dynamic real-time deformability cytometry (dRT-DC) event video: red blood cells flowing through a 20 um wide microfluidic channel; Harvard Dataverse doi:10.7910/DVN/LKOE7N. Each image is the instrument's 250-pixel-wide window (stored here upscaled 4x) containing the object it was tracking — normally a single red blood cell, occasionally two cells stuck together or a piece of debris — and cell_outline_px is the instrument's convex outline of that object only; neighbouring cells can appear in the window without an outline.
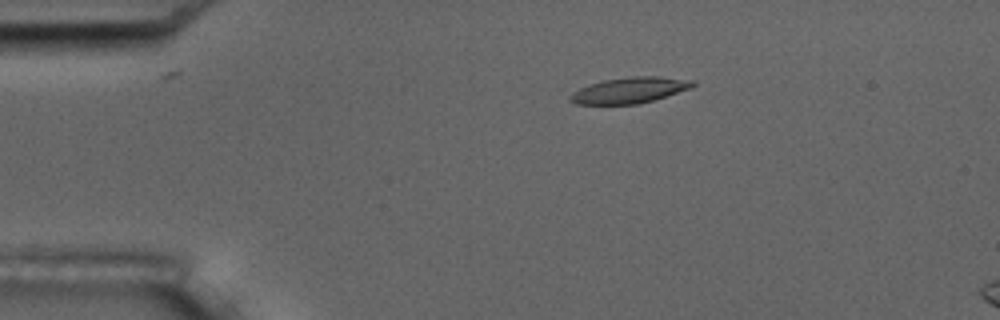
{"species": "common noctule bat (a hibernating species)", "species_latin": "Nyctalus noctula", "temperature_condition": "room temperature", "stored_images_in_passage": 3, "segment_of_instrument_passage": [1, 2], "camera_frame_rate_fps": 3000, "um_per_image_px": 0.085, "animal": {"sex": "male", "body_mass_g": 17.5, "forearm_length_mm": 52.3}, "frame": {"image": 1, "passage_image": 1, "time_ms": 0.0, "image_size_px": [1000, 320], "cell_outline_px": [[696, 84], [688, 88], [652, 100], [636, 104], [576, 104], [568, 100], [568, 96], [572, 92], [588, 84], [604, 80], [632, 76], [660, 76], [696, 80]], "centroid_in_image_um": [53.46, 7.66], "position_along_channel_um": 31.5, "area_um2": 18.38}}